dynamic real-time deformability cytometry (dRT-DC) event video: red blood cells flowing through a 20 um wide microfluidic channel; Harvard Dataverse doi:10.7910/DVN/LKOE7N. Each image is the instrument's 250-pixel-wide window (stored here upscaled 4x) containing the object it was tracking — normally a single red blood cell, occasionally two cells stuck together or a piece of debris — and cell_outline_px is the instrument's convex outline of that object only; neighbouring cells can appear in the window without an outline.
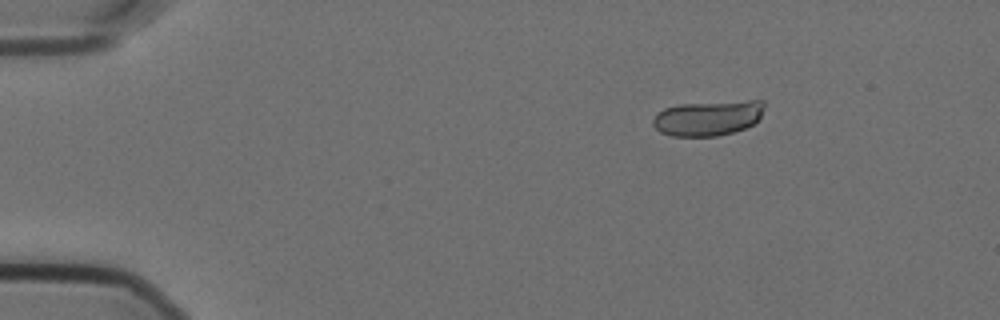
{"species": "Egyptian fruit bat (a non-hibernating species)", "species_latin": "Rousettus aegyptiacus", "temperature_condition": "cold", "stored_images_in_passage": 39, "camera_frame_rate_fps": 3000, "um_per_image_px": 0.085, "animal": {"sex": "female"}, "frame": {"image": 1, "passage_image": 1, "time_ms": 0.0, "image_size_px": [1000, 320], "cell_outline_px": [[764, 108], [760, 116], [752, 124], [744, 128], [732, 132], [716, 136], [672, 136], [660, 132], [652, 124], [652, 120], [656, 112], [664, 108], [680, 104], [748, 100], [764, 100]], "centroid_in_image_um": [60.14, 10.02], "position_along_channel_um": 24.9, "area_um2": 22.83}}
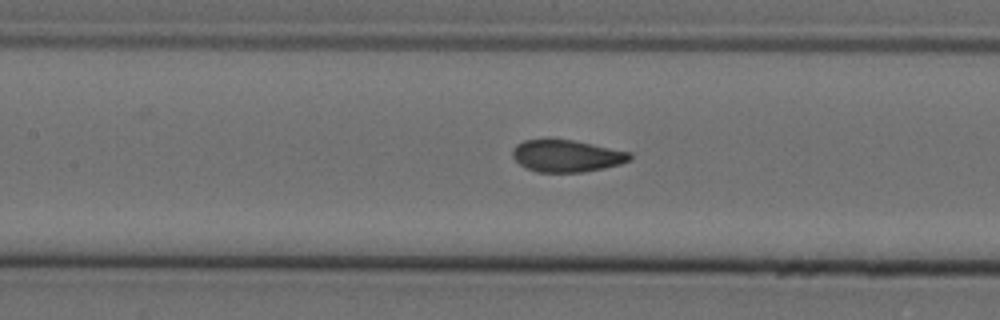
{"frame": {"image": 2, "passage_image": 18, "time_ms": 5.667, "image_size_px": [1000, 320], "cell_outline_px": [[632, 160], [620, 164], [604, 168], [584, 172], [536, 172], [520, 164], [512, 156], [512, 148], [516, 144], [524, 140], [572, 140], [632, 152]], "centroid_in_image_um": [48.19, 13.26], "position_along_channel_um": 159.2, "area_um2": 21.85}}
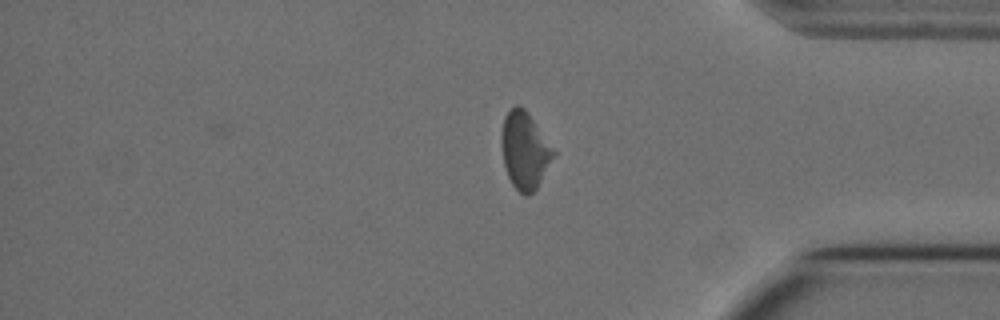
{"frame": {"image": 3, "passage_image": 39, "time_ms": 12.667, "image_size_px": [1000, 320], "cell_outline_px": [[556, 156], [536, 188], [528, 196], [524, 196], [512, 184], [508, 176], [504, 164], [504, 116], [516, 104], [520, 104], [524, 108], [556, 152]], "centroid_in_image_um": [44.66, 12.82], "position_along_channel_um": 390.5, "area_um2": 22.54}, "authors_computed_cell_mechanics": {"area_um2": 22.7732, "velocity_mm_per_s": 3.5425, "shape_relaxation_time_tau1_ms": 3.8851, "shape_relaxation_time_tau2_ms": 0.478, "deformation_change_tau1": 0.0903, "deformation_change_tau2": 0.0372}}